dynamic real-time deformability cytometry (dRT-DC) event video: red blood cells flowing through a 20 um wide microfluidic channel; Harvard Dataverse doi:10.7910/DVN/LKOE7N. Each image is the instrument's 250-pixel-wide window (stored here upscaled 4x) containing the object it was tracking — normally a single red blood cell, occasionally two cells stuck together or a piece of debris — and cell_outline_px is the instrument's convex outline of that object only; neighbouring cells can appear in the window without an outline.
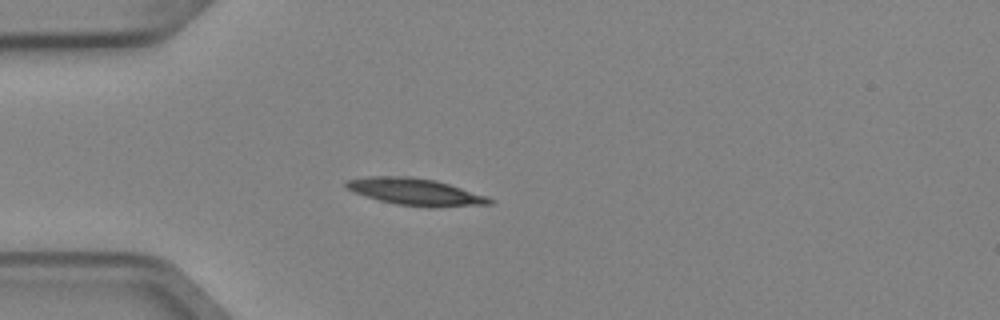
{"species": "Egyptian fruit bat (a non-hibernating species)", "species_latin": "Rousettus aegyptiacus", "temperature_condition": "cold", "stored_images_in_passage": 3, "camera_frame_rate_fps": 3000, "um_per_image_px": 0.085, "animal": {"sex": "female"}, "frame": {"image": 1, "passage_image": 2, "time_ms": 0.333, "image_size_px": [1000, 320], "cell_outline_px": [[492, 204], [432, 208], [428, 208], [396, 204], [380, 200], [356, 192], [348, 188], [344, 184], [344, 180], [368, 176], [412, 176], [436, 180], [488, 196], [492, 200]], "centroid_in_image_um": [35.34, 16.3], "position_along_channel_um": 49.7, "area_um2": 22.6}}